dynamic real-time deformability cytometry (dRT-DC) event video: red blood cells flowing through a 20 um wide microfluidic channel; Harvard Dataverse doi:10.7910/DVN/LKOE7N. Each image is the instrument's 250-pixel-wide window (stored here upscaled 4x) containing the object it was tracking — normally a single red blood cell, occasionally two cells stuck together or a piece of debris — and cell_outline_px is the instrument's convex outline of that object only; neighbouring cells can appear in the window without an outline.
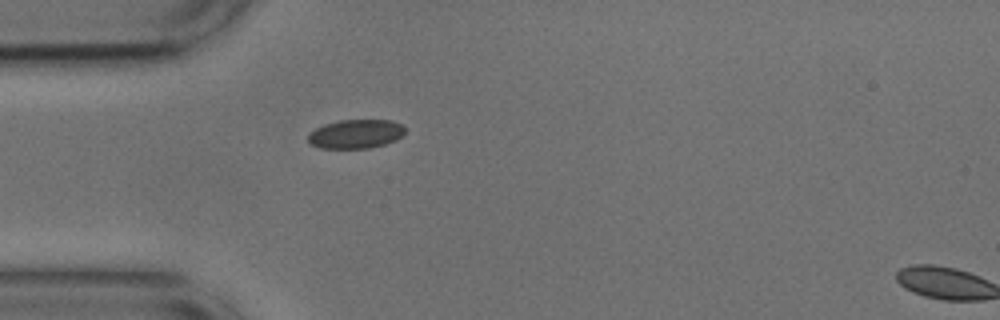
{"species": "common noctule bat (a hibernating species)", "species_latin": "Nyctalus noctula", "temperature_condition": "cold", "stored_images_in_passage": 2, "camera_frame_rate_fps": 3000, "um_per_image_px": 0.085, "animal": {"sex": "male", "body_mass_g": 17.9, "forearm_length_mm": 54.2}, "frame": {"image": 1, "passage_image": 1, "time_ms": 0.0, "image_size_px": [1000, 320], "cell_outline_px": [[404, 136], [396, 140], [384, 144], [368, 148], [320, 148], [312, 144], [308, 140], [308, 132], [324, 124], [340, 120], [392, 120], [400, 124], [404, 128]], "centroid_in_image_um": [30.24, 11.38], "position_along_channel_um": 54.8, "area_um2": 16.36}}